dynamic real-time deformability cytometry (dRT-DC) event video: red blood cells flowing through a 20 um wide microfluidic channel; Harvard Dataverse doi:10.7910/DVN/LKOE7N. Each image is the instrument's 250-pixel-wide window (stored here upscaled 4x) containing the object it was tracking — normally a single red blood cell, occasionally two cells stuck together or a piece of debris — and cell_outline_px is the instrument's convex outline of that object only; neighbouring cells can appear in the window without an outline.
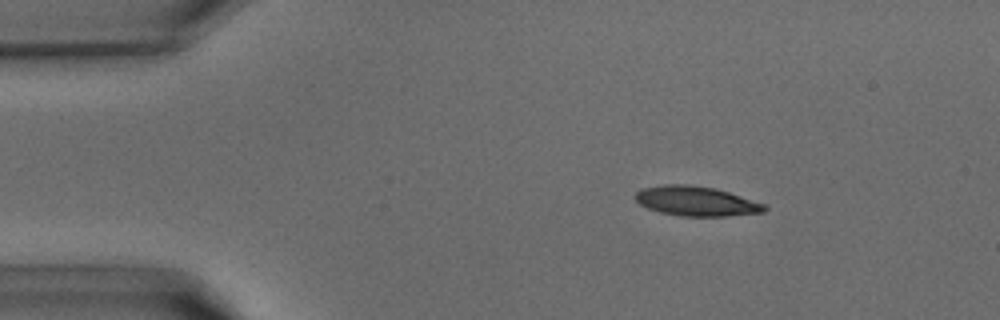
{"species": "common noctule bat (a hibernating species)", "species_latin": "Nyctalus noctula", "temperature_condition": "warm", "stored_images_in_passage": 36, "camera_frame_rate_fps": 3000, "um_per_image_px": 0.085, "animal": {"sex": "male", "body_mass_g": 15.6}, "frame": {"image": 1, "passage_image": 3, "time_ms": 0.667, "image_size_px": [1000, 320], "cell_outline_px": [[768, 208], [764, 212], [728, 216], [680, 216], [660, 212], [648, 208], [640, 204], [632, 196], [636, 192], [644, 188], [664, 184], [688, 184], [716, 188], [764, 204]], "centroid_in_image_um": [59.15, 17.09], "position_along_channel_um": 25.8, "area_um2": 22.31}}
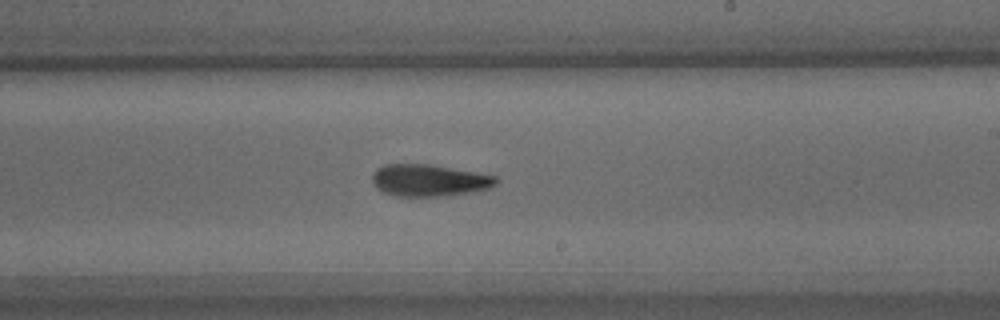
{"frame": {"image": 2, "passage_image": 20, "time_ms": 6.333, "image_size_px": [1000, 320], "cell_outline_px": [[500, 180], [492, 188], [476, 192], [452, 196], [396, 196], [384, 192], [376, 188], [372, 184], [372, 172], [376, 168], [384, 164], [428, 164], [476, 172], [496, 176]], "centroid_in_image_um": [36.5, 15.34], "position_along_channel_um": 252.5, "area_um2": 23.52}}
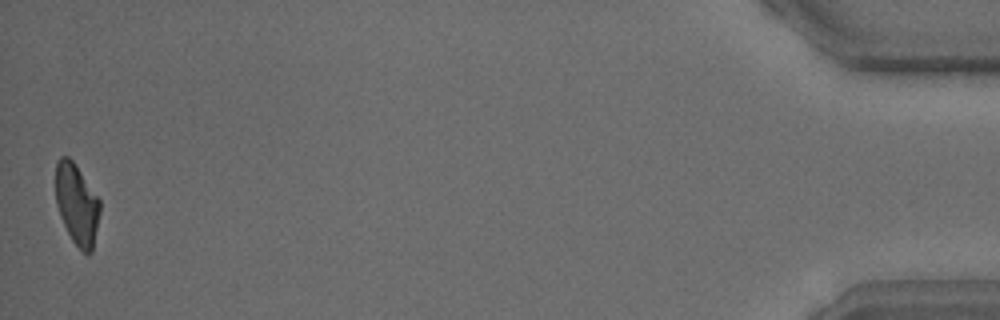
{"frame": {"image": 3, "passage_image": 36, "time_ms": 11.667, "image_size_px": [1000, 320], "cell_outline_px": [[100, 212], [92, 252], [80, 252], [72, 240], [60, 216], [56, 204], [56, 160], [60, 156], [68, 156], [72, 160], [100, 200]], "centroid_in_image_um": [6.52, 17.36], "position_along_channel_um": 428.7, "area_um2": 20.75}}